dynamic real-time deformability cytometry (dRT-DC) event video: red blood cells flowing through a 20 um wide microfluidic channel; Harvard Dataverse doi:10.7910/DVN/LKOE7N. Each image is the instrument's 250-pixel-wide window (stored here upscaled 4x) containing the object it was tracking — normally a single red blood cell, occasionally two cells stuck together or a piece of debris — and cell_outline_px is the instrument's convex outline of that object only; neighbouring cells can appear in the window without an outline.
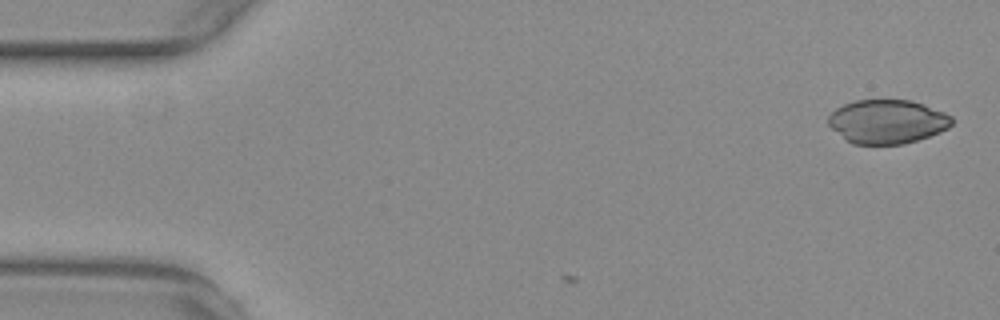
{"species": "common noctule bat (a hibernating species)", "species_latin": "Nyctalus noctula", "temperature_condition": "warm", "stored_images_in_passage": 3, "camera_frame_rate_fps": 3000, "um_per_image_px": 0.085, "animal": {"sex": "female", "body_mass_g": 29.2, "forearm_length_mm": 56.3}, "frame": {"image": 1, "passage_image": 3, "time_ms": 0.667, "image_size_px": [1000, 320], "cell_outline_px": [[952, 124], [948, 128], [940, 132], [904, 144], [852, 144], [844, 140], [828, 124], [828, 116], [836, 108], [844, 104], [856, 100], [912, 100], [924, 104], [944, 112], [952, 116]], "centroid_in_image_um": [75.4, 10.33], "position_along_channel_um": 9.6, "area_um2": 31.67}}